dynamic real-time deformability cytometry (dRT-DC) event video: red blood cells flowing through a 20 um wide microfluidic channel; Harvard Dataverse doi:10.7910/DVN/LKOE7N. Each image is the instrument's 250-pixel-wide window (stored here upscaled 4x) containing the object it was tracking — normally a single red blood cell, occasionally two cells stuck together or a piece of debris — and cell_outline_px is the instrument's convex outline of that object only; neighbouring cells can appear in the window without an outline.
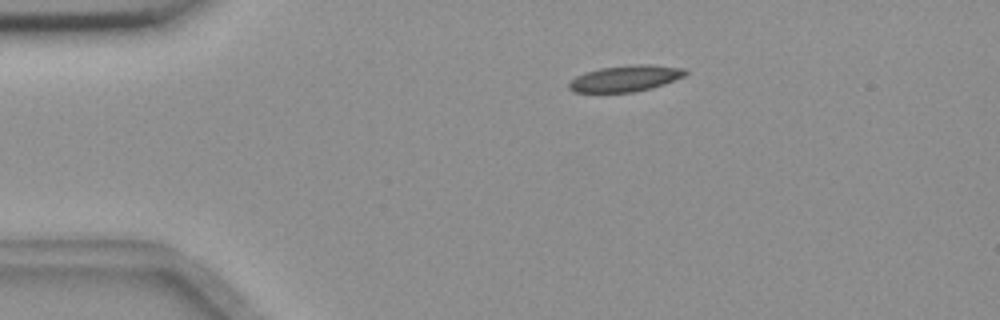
{"species": "common noctule bat (a hibernating species)", "species_latin": "Nyctalus noctula", "temperature_condition": "room temperature", "stored_images_in_passage": 6, "camera_frame_rate_fps": 3000, "um_per_image_px": 0.085, "animal": {"sex": "female", "body_mass_g": 18.4}, "frame": {"image": 1, "passage_image": 1, "time_ms": 0.0, "image_size_px": [1000, 320], "cell_outline_px": [[688, 72], [684, 76], [664, 84], [652, 88], [632, 92], [576, 92], [568, 88], [568, 84], [576, 76], [584, 72], [600, 68], [632, 64], [648, 64], [684, 68]], "centroid_in_image_um": [53.16, 6.66], "position_along_channel_um": 31.8, "area_um2": 17.74}}